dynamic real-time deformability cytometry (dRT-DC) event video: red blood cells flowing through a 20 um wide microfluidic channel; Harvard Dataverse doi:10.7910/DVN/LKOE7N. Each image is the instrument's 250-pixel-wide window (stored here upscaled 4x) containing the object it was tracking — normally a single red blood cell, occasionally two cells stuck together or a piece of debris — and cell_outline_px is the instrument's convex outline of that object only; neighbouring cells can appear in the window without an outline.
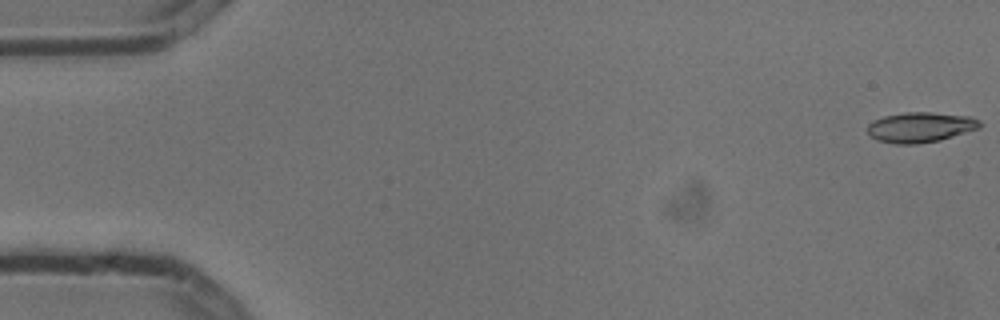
{"species": "common noctule bat (a hibernating species)", "species_latin": "Nyctalus noctula", "temperature_condition": "cold", "stored_images_in_passage": 4, "camera_frame_rate_fps": 3000, "um_per_image_px": 0.085, "animal": {"sex": "male", "body_mass_g": 13.3}, "frame": {"image": 1, "passage_image": 1, "time_ms": 0.0, "image_size_px": [1000, 320], "cell_outline_px": [[980, 128], [940, 140], [916, 144], [896, 144], [876, 140], [868, 132], [868, 124], [872, 120], [884, 116], [904, 112], [932, 112], [972, 116], [980, 120]], "centroid_in_image_um": [78.24, 10.8], "position_along_channel_um": 6.8, "area_um2": 19.88}}